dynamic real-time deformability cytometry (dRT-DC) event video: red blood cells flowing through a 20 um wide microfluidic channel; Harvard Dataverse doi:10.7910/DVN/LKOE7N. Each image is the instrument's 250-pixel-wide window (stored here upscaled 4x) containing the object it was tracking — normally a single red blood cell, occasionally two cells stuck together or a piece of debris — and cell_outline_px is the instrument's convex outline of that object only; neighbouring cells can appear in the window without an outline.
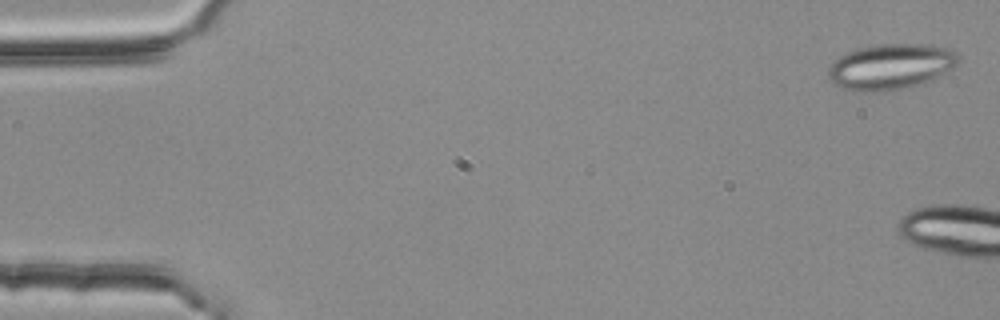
{"species": "common noctule bat (a hibernating species)", "species_latin": "Nyctalus noctula", "temperature_condition": "room temperature", "stored_images_in_passage": 4, "segment_of_instrument_passage": [2, 2], "camera_frame_rate_fps": 3000, "um_per_image_px": 0.085, "animal": {"sex": "female", "body_mass_g": 25.1}, "frame": {"image": 1, "passage_image": 4, "time_ms": 1.0, "image_size_px": [1000, 320], "cell_outline_px": [[960, 60], [956, 64], [936, 80], [924, 84], [892, 92], [856, 92], [832, 84], [828, 80], [828, 68], [832, 60], [856, 48], [876, 44], [928, 44], [948, 48], [956, 52], [960, 56]], "centroid_in_image_um": [75.71, 5.69], "position_along_channel_um": 9.3, "area_um2": 35.72}}